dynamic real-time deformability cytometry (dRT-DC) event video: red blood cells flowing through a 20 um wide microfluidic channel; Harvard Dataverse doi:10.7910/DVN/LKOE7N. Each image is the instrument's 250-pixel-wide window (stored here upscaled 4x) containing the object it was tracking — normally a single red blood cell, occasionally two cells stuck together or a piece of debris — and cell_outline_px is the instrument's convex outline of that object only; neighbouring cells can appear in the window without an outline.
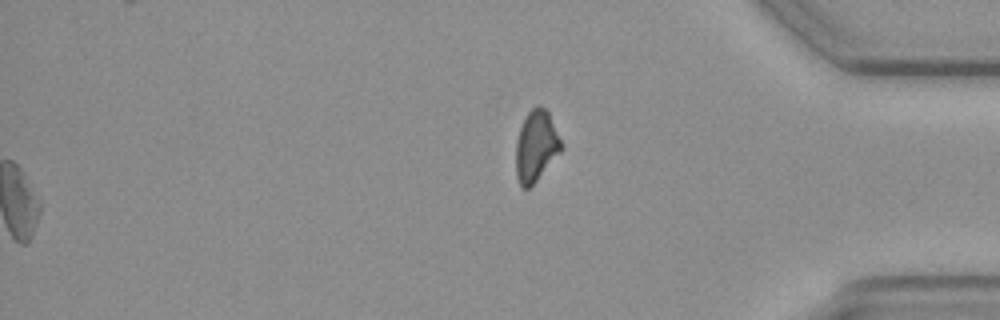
{"species": "common noctule bat (a hibernating species)", "species_latin": "Nyctalus noctula", "temperature_condition": "cold", "stored_images_in_passage": 55, "segment_of_instrument_passage": [2, 2], "camera_frame_rate_fps": 3000, "um_per_image_px": 0.085, "animal": {"sex": "female", "body_mass_g": 19.3, "forearm_length_mm": 54.1}, "frame": {"image": 1, "passage_image": 55, "time_ms": 18.0, "image_size_px": [1000, 320], "cell_outline_px": [[564, 148], [536, 180], [528, 188], [524, 188], [520, 184], [516, 176], [516, 140], [520, 128], [528, 112], [536, 104], [540, 104], [548, 112]], "centroid_in_image_um": [45.56, 12.39], "position_along_channel_um": 389.6, "area_um2": 18.5}}